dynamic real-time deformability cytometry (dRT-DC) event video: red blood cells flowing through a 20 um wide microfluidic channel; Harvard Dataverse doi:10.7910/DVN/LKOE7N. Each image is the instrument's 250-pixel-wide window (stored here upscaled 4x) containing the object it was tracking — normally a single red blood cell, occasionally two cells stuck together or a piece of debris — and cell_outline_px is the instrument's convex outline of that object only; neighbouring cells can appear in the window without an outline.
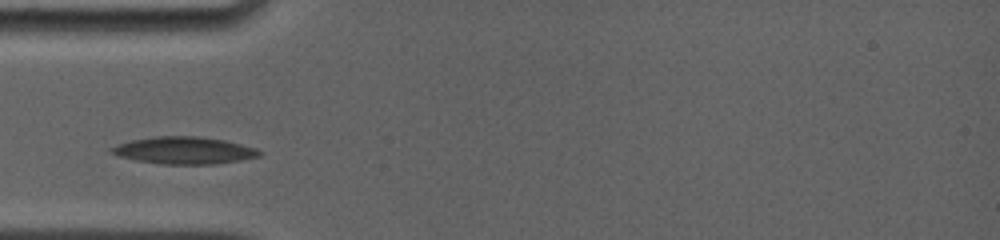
{"species": "common noctule bat (a hibernating species)", "species_latin": "Nyctalus noctula", "temperature_condition": "room temperature", "stored_images_in_passage": 13, "camera_frame_rate_fps": 4000, "um_per_image_px": 0.085, "animal": {"sex": "female", "body_mass_g": 19.0, "forearm_length_mm": 56.7}, "frame": {"image": 1, "passage_image": 1, "time_ms": 0.0, "image_size_px": [1000, 240], "cell_outline_px": [[264, 152], [260, 156], [240, 160], [212, 164], [160, 164], [136, 160], [120, 156], [112, 152], [112, 148], [120, 144], [132, 140], [156, 136], [200, 136], [224, 140], [240, 144]], "centroid_in_image_um": [15.68, 12.78], "position_along_channel_um": 69.3, "area_um2": 23.0}}
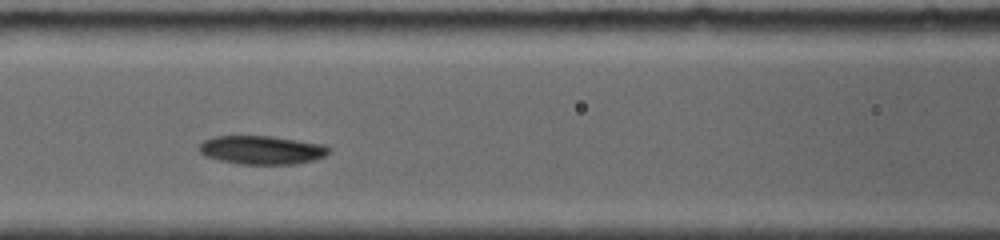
{"frame": {"image": 2, "passage_image": 3, "time_ms": 2.0, "image_size_px": [1000, 240], "cell_outline_px": [[328, 152], [324, 156], [312, 160], [296, 164], [240, 164], [220, 160], [208, 156], [200, 152], [200, 144], [204, 140], [216, 136], [272, 136], [324, 144], [328, 148]], "centroid_in_image_um": [22.26, 12.74], "position_along_channel_um": 144.3, "area_um2": 21.33}}
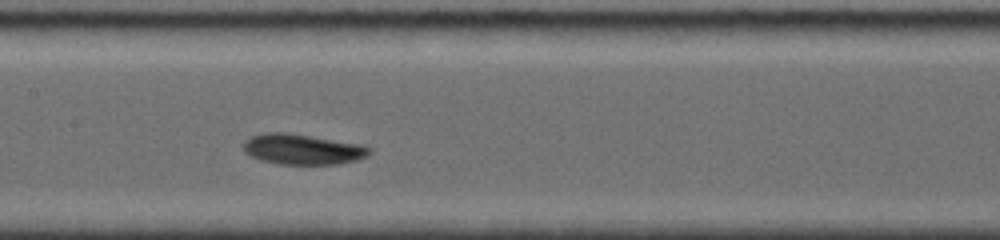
{"frame": {"image": 3, "passage_image": 4, "time_ms": 3.0, "image_size_px": [1000, 240], "cell_outline_px": [[372, 152], [368, 156], [356, 160], [340, 164], [280, 164], [260, 160], [244, 152], [244, 140], [252, 136], [264, 132], [288, 132], [360, 144], [368, 148]], "centroid_in_image_um": [25.7, 12.68], "position_along_channel_um": 181.7, "area_um2": 22.37}}